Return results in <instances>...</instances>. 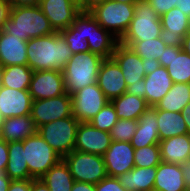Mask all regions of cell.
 <instances>
[{
  "mask_svg": "<svg viewBox=\"0 0 190 191\" xmlns=\"http://www.w3.org/2000/svg\"><path fill=\"white\" fill-rule=\"evenodd\" d=\"M72 55L68 44L59 32L27 41L28 66L33 71H63Z\"/></svg>",
  "mask_w": 190,
  "mask_h": 191,
  "instance_id": "obj_1",
  "label": "cell"
},
{
  "mask_svg": "<svg viewBox=\"0 0 190 191\" xmlns=\"http://www.w3.org/2000/svg\"><path fill=\"white\" fill-rule=\"evenodd\" d=\"M3 30L23 41L55 33L39 6L10 7Z\"/></svg>",
  "mask_w": 190,
  "mask_h": 191,
  "instance_id": "obj_2",
  "label": "cell"
},
{
  "mask_svg": "<svg viewBox=\"0 0 190 191\" xmlns=\"http://www.w3.org/2000/svg\"><path fill=\"white\" fill-rule=\"evenodd\" d=\"M104 58L89 52L73 54L63 70L66 92L72 95L80 89L97 83Z\"/></svg>",
  "mask_w": 190,
  "mask_h": 191,
  "instance_id": "obj_3",
  "label": "cell"
},
{
  "mask_svg": "<svg viewBox=\"0 0 190 191\" xmlns=\"http://www.w3.org/2000/svg\"><path fill=\"white\" fill-rule=\"evenodd\" d=\"M134 6L135 4L107 0L95 6L89 13L97 20L102 28L120 40L135 15Z\"/></svg>",
  "mask_w": 190,
  "mask_h": 191,
  "instance_id": "obj_4",
  "label": "cell"
},
{
  "mask_svg": "<svg viewBox=\"0 0 190 191\" xmlns=\"http://www.w3.org/2000/svg\"><path fill=\"white\" fill-rule=\"evenodd\" d=\"M134 12L127 31L119 41H147L160 37V16L146 0L137 2Z\"/></svg>",
  "mask_w": 190,
  "mask_h": 191,
  "instance_id": "obj_5",
  "label": "cell"
},
{
  "mask_svg": "<svg viewBox=\"0 0 190 191\" xmlns=\"http://www.w3.org/2000/svg\"><path fill=\"white\" fill-rule=\"evenodd\" d=\"M79 123L72 115L42 125L37 132L63 158L74 150Z\"/></svg>",
  "mask_w": 190,
  "mask_h": 191,
  "instance_id": "obj_6",
  "label": "cell"
},
{
  "mask_svg": "<svg viewBox=\"0 0 190 191\" xmlns=\"http://www.w3.org/2000/svg\"><path fill=\"white\" fill-rule=\"evenodd\" d=\"M24 156L28 164L29 174L34 179L41 178L62 159L38 132L24 140Z\"/></svg>",
  "mask_w": 190,
  "mask_h": 191,
  "instance_id": "obj_7",
  "label": "cell"
},
{
  "mask_svg": "<svg viewBox=\"0 0 190 191\" xmlns=\"http://www.w3.org/2000/svg\"><path fill=\"white\" fill-rule=\"evenodd\" d=\"M62 159L75 181L97 184L108 176L103 156L73 150Z\"/></svg>",
  "mask_w": 190,
  "mask_h": 191,
  "instance_id": "obj_8",
  "label": "cell"
},
{
  "mask_svg": "<svg viewBox=\"0 0 190 191\" xmlns=\"http://www.w3.org/2000/svg\"><path fill=\"white\" fill-rule=\"evenodd\" d=\"M72 115V99L67 92L57 97L32 101L30 117L37 128Z\"/></svg>",
  "mask_w": 190,
  "mask_h": 191,
  "instance_id": "obj_9",
  "label": "cell"
},
{
  "mask_svg": "<svg viewBox=\"0 0 190 191\" xmlns=\"http://www.w3.org/2000/svg\"><path fill=\"white\" fill-rule=\"evenodd\" d=\"M72 114L79 122H89L110 100L97 83L71 95Z\"/></svg>",
  "mask_w": 190,
  "mask_h": 191,
  "instance_id": "obj_10",
  "label": "cell"
},
{
  "mask_svg": "<svg viewBox=\"0 0 190 191\" xmlns=\"http://www.w3.org/2000/svg\"><path fill=\"white\" fill-rule=\"evenodd\" d=\"M28 90L32 100L53 98L66 93L63 71H34Z\"/></svg>",
  "mask_w": 190,
  "mask_h": 191,
  "instance_id": "obj_11",
  "label": "cell"
},
{
  "mask_svg": "<svg viewBox=\"0 0 190 191\" xmlns=\"http://www.w3.org/2000/svg\"><path fill=\"white\" fill-rule=\"evenodd\" d=\"M39 7L55 32L70 27L81 12L73 0H40Z\"/></svg>",
  "mask_w": 190,
  "mask_h": 191,
  "instance_id": "obj_12",
  "label": "cell"
},
{
  "mask_svg": "<svg viewBox=\"0 0 190 191\" xmlns=\"http://www.w3.org/2000/svg\"><path fill=\"white\" fill-rule=\"evenodd\" d=\"M160 39L167 46L182 47L183 38L190 32V18L176 7L160 16Z\"/></svg>",
  "mask_w": 190,
  "mask_h": 191,
  "instance_id": "obj_13",
  "label": "cell"
},
{
  "mask_svg": "<svg viewBox=\"0 0 190 191\" xmlns=\"http://www.w3.org/2000/svg\"><path fill=\"white\" fill-rule=\"evenodd\" d=\"M111 142L109 132L95 128L90 122H80L74 150L103 156Z\"/></svg>",
  "mask_w": 190,
  "mask_h": 191,
  "instance_id": "obj_14",
  "label": "cell"
},
{
  "mask_svg": "<svg viewBox=\"0 0 190 191\" xmlns=\"http://www.w3.org/2000/svg\"><path fill=\"white\" fill-rule=\"evenodd\" d=\"M134 147L130 142L112 141L103 159L110 177H118L134 168Z\"/></svg>",
  "mask_w": 190,
  "mask_h": 191,
  "instance_id": "obj_15",
  "label": "cell"
},
{
  "mask_svg": "<svg viewBox=\"0 0 190 191\" xmlns=\"http://www.w3.org/2000/svg\"><path fill=\"white\" fill-rule=\"evenodd\" d=\"M97 85L110 101L126 92L127 84L123 73L112 57L103 60L97 76Z\"/></svg>",
  "mask_w": 190,
  "mask_h": 191,
  "instance_id": "obj_16",
  "label": "cell"
},
{
  "mask_svg": "<svg viewBox=\"0 0 190 191\" xmlns=\"http://www.w3.org/2000/svg\"><path fill=\"white\" fill-rule=\"evenodd\" d=\"M32 101L29 90L0 87V112L5 119L30 115Z\"/></svg>",
  "mask_w": 190,
  "mask_h": 191,
  "instance_id": "obj_17",
  "label": "cell"
},
{
  "mask_svg": "<svg viewBox=\"0 0 190 191\" xmlns=\"http://www.w3.org/2000/svg\"><path fill=\"white\" fill-rule=\"evenodd\" d=\"M158 61L167 68L173 83H190V55L182 48L167 46Z\"/></svg>",
  "mask_w": 190,
  "mask_h": 191,
  "instance_id": "obj_18",
  "label": "cell"
},
{
  "mask_svg": "<svg viewBox=\"0 0 190 191\" xmlns=\"http://www.w3.org/2000/svg\"><path fill=\"white\" fill-rule=\"evenodd\" d=\"M112 58L117 62L123 73L127 86L136 84L137 81L145 78L142 59L129 47L118 43L115 47Z\"/></svg>",
  "mask_w": 190,
  "mask_h": 191,
  "instance_id": "obj_19",
  "label": "cell"
},
{
  "mask_svg": "<svg viewBox=\"0 0 190 191\" xmlns=\"http://www.w3.org/2000/svg\"><path fill=\"white\" fill-rule=\"evenodd\" d=\"M157 109L149 107L139 118L138 126L130 140L134 149L159 144Z\"/></svg>",
  "mask_w": 190,
  "mask_h": 191,
  "instance_id": "obj_20",
  "label": "cell"
},
{
  "mask_svg": "<svg viewBox=\"0 0 190 191\" xmlns=\"http://www.w3.org/2000/svg\"><path fill=\"white\" fill-rule=\"evenodd\" d=\"M0 64L3 67L11 65H28L27 41L0 31Z\"/></svg>",
  "mask_w": 190,
  "mask_h": 191,
  "instance_id": "obj_21",
  "label": "cell"
},
{
  "mask_svg": "<svg viewBox=\"0 0 190 191\" xmlns=\"http://www.w3.org/2000/svg\"><path fill=\"white\" fill-rule=\"evenodd\" d=\"M172 79L166 67L159 66L155 71L145 76V101L149 107L156 104L172 87Z\"/></svg>",
  "mask_w": 190,
  "mask_h": 191,
  "instance_id": "obj_22",
  "label": "cell"
},
{
  "mask_svg": "<svg viewBox=\"0 0 190 191\" xmlns=\"http://www.w3.org/2000/svg\"><path fill=\"white\" fill-rule=\"evenodd\" d=\"M37 127L30 115L6 118L0 130V138L7 143L24 141L37 133Z\"/></svg>",
  "mask_w": 190,
  "mask_h": 191,
  "instance_id": "obj_23",
  "label": "cell"
},
{
  "mask_svg": "<svg viewBox=\"0 0 190 191\" xmlns=\"http://www.w3.org/2000/svg\"><path fill=\"white\" fill-rule=\"evenodd\" d=\"M161 161L182 164L190 159V135L173 136L159 142Z\"/></svg>",
  "mask_w": 190,
  "mask_h": 191,
  "instance_id": "obj_24",
  "label": "cell"
},
{
  "mask_svg": "<svg viewBox=\"0 0 190 191\" xmlns=\"http://www.w3.org/2000/svg\"><path fill=\"white\" fill-rule=\"evenodd\" d=\"M153 188L161 191H186L180 164L161 162L157 166Z\"/></svg>",
  "mask_w": 190,
  "mask_h": 191,
  "instance_id": "obj_25",
  "label": "cell"
},
{
  "mask_svg": "<svg viewBox=\"0 0 190 191\" xmlns=\"http://www.w3.org/2000/svg\"><path fill=\"white\" fill-rule=\"evenodd\" d=\"M156 172L157 166L134 167L117 178L127 191H149L154 187Z\"/></svg>",
  "mask_w": 190,
  "mask_h": 191,
  "instance_id": "obj_26",
  "label": "cell"
},
{
  "mask_svg": "<svg viewBox=\"0 0 190 191\" xmlns=\"http://www.w3.org/2000/svg\"><path fill=\"white\" fill-rule=\"evenodd\" d=\"M5 174L11 180L34 179L29 174L28 164L24 156V141L8 143V163Z\"/></svg>",
  "mask_w": 190,
  "mask_h": 191,
  "instance_id": "obj_27",
  "label": "cell"
},
{
  "mask_svg": "<svg viewBox=\"0 0 190 191\" xmlns=\"http://www.w3.org/2000/svg\"><path fill=\"white\" fill-rule=\"evenodd\" d=\"M111 103L114 105L119 119L138 120L149 108L144 98L128 94L127 92L113 98Z\"/></svg>",
  "mask_w": 190,
  "mask_h": 191,
  "instance_id": "obj_28",
  "label": "cell"
},
{
  "mask_svg": "<svg viewBox=\"0 0 190 191\" xmlns=\"http://www.w3.org/2000/svg\"><path fill=\"white\" fill-rule=\"evenodd\" d=\"M157 123L160 141L173 136L188 134V130L181 113L157 109Z\"/></svg>",
  "mask_w": 190,
  "mask_h": 191,
  "instance_id": "obj_29",
  "label": "cell"
},
{
  "mask_svg": "<svg viewBox=\"0 0 190 191\" xmlns=\"http://www.w3.org/2000/svg\"><path fill=\"white\" fill-rule=\"evenodd\" d=\"M190 102V83H173L168 93L156 104V109L181 113Z\"/></svg>",
  "mask_w": 190,
  "mask_h": 191,
  "instance_id": "obj_30",
  "label": "cell"
},
{
  "mask_svg": "<svg viewBox=\"0 0 190 191\" xmlns=\"http://www.w3.org/2000/svg\"><path fill=\"white\" fill-rule=\"evenodd\" d=\"M41 179L50 191H71L75 180L63 159L52 166Z\"/></svg>",
  "mask_w": 190,
  "mask_h": 191,
  "instance_id": "obj_31",
  "label": "cell"
},
{
  "mask_svg": "<svg viewBox=\"0 0 190 191\" xmlns=\"http://www.w3.org/2000/svg\"><path fill=\"white\" fill-rule=\"evenodd\" d=\"M119 40L98 24L92 28L91 39H88L89 51L100 55L102 58H111Z\"/></svg>",
  "mask_w": 190,
  "mask_h": 191,
  "instance_id": "obj_32",
  "label": "cell"
},
{
  "mask_svg": "<svg viewBox=\"0 0 190 191\" xmlns=\"http://www.w3.org/2000/svg\"><path fill=\"white\" fill-rule=\"evenodd\" d=\"M33 72L28 65H11L4 67L2 86L16 90H28Z\"/></svg>",
  "mask_w": 190,
  "mask_h": 191,
  "instance_id": "obj_33",
  "label": "cell"
},
{
  "mask_svg": "<svg viewBox=\"0 0 190 191\" xmlns=\"http://www.w3.org/2000/svg\"><path fill=\"white\" fill-rule=\"evenodd\" d=\"M120 44L129 47L141 59H155L159 60L167 45L160 39V37L147 41H119Z\"/></svg>",
  "mask_w": 190,
  "mask_h": 191,
  "instance_id": "obj_34",
  "label": "cell"
},
{
  "mask_svg": "<svg viewBox=\"0 0 190 191\" xmlns=\"http://www.w3.org/2000/svg\"><path fill=\"white\" fill-rule=\"evenodd\" d=\"M159 144L135 149L134 167H155L161 163Z\"/></svg>",
  "mask_w": 190,
  "mask_h": 191,
  "instance_id": "obj_35",
  "label": "cell"
},
{
  "mask_svg": "<svg viewBox=\"0 0 190 191\" xmlns=\"http://www.w3.org/2000/svg\"><path fill=\"white\" fill-rule=\"evenodd\" d=\"M118 119L115 107L110 101L89 122L95 128L110 133Z\"/></svg>",
  "mask_w": 190,
  "mask_h": 191,
  "instance_id": "obj_36",
  "label": "cell"
},
{
  "mask_svg": "<svg viewBox=\"0 0 190 191\" xmlns=\"http://www.w3.org/2000/svg\"><path fill=\"white\" fill-rule=\"evenodd\" d=\"M138 126V120L118 119L110 131L112 141L130 142Z\"/></svg>",
  "mask_w": 190,
  "mask_h": 191,
  "instance_id": "obj_37",
  "label": "cell"
},
{
  "mask_svg": "<svg viewBox=\"0 0 190 191\" xmlns=\"http://www.w3.org/2000/svg\"><path fill=\"white\" fill-rule=\"evenodd\" d=\"M59 33L65 39L72 54L89 52L88 40L83 38L72 25Z\"/></svg>",
  "mask_w": 190,
  "mask_h": 191,
  "instance_id": "obj_38",
  "label": "cell"
},
{
  "mask_svg": "<svg viewBox=\"0 0 190 191\" xmlns=\"http://www.w3.org/2000/svg\"><path fill=\"white\" fill-rule=\"evenodd\" d=\"M72 26L88 40L91 39L92 28H98V22L89 12H80L75 17Z\"/></svg>",
  "mask_w": 190,
  "mask_h": 191,
  "instance_id": "obj_39",
  "label": "cell"
},
{
  "mask_svg": "<svg viewBox=\"0 0 190 191\" xmlns=\"http://www.w3.org/2000/svg\"><path fill=\"white\" fill-rule=\"evenodd\" d=\"M96 191H127L122 184H120L117 177L107 176L99 183L95 184Z\"/></svg>",
  "mask_w": 190,
  "mask_h": 191,
  "instance_id": "obj_40",
  "label": "cell"
},
{
  "mask_svg": "<svg viewBox=\"0 0 190 191\" xmlns=\"http://www.w3.org/2000/svg\"><path fill=\"white\" fill-rule=\"evenodd\" d=\"M154 11L159 15H163L172 8L176 7L178 0H146Z\"/></svg>",
  "mask_w": 190,
  "mask_h": 191,
  "instance_id": "obj_41",
  "label": "cell"
},
{
  "mask_svg": "<svg viewBox=\"0 0 190 191\" xmlns=\"http://www.w3.org/2000/svg\"><path fill=\"white\" fill-rule=\"evenodd\" d=\"M7 191H32V179L11 180Z\"/></svg>",
  "mask_w": 190,
  "mask_h": 191,
  "instance_id": "obj_42",
  "label": "cell"
},
{
  "mask_svg": "<svg viewBox=\"0 0 190 191\" xmlns=\"http://www.w3.org/2000/svg\"><path fill=\"white\" fill-rule=\"evenodd\" d=\"M126 92L131 95H136L138 97L145 99V78L140 81H137L136 84H130L127 86Z\"/></svg>",
  "mask_w": 190,
  "mask_h": 191,
  "instance_id": "obj_43",
  "label": "cell"
},
{
  "mask_svg": "<svg viewBox=\"0 0 190 191\" xmlns=\"http://www.w3.org/2000/svg\"><path fill=\"white\" fill-rule=\"evenodd\" d=\"M8 163V143L0 138V170L5 171Z\"/></svg>",
  "mask_w": 190,
  "mask_h": 191,
  "instance_id": "obj_44",
  "label": "cell"
},
{
  "mask_svg": "<svg viewBox=\"0 0 190 191\" xmlns=\"http://www.w3.org/2000/svg\"><path fill=\"white\" fill-rule=\"evenodd\" d=\"M107 0H80L77 4L81 12H89L95 6L104 3Z\"/></svg>",
  "mask_w": 190,
  "mask_h": 191,
  "instance_id": "obj_45",
  "label": "cell"
},
{
  "mask_svg": "<svg viewBox=\"0 0 190 191\" xmlns=\"http://www.w3.org/2000/svg\"><path fill=\"white\" fill-rule=\"evenodd\" d=\"M10 4L7 0H0V31L4 27L5 21L9 17Z\"/></svg>",
  "mask_w": 190,
  "mask_h": 191,
  "instance_id": "obj_46",
  "label": "cell"
},
{
  "mask_svg": "<svg viewBox=\"0 0 190 191\" xmlns=\"http://www.w3.org/2000/svg\"><path fill=\"white\" fill-rule=\"evenodd\" d=\"M142 62H143L142 67L146 75L152 73L160 66L159 61L155 59H151L150 61L147 59H142Z\"/></svg>",
  "mask_w": 190,
  "mask_h": 191,
  "instance_id": "obj_47",
  "label": "cell"
},
{
  "mask_svg": "<svg viewBox=\"0 0 190 191\" xmlns=\"http://www.w3.org/2000/svg\"><path fill=\"white\" fill-rule=\"evenodd\" d=\"M10 7L39 6L40 0H7Z\"/></svg>",
  "mask_w": 190,
  "mask_h": 191,
  "instance_id": "obj_48",
  "label": "cell"
},
{
  "mask_svg": "<svg viewBox=\"0 0 190 191\" xmlns=\"http://www.w3.org/2000/svg\"><path fill=\"white\" fill-rule=\"evenodd\" d=\"M186 188H190V159L180 164Z\"/></svg>",
  "mask_w": 190,
  "mask_h": 191,
  "instance_id": "obj_49",
  "label": "cell"
},
{
  "mask_svg": "<svg viewBox=\"0 0 190 191\" xmlns=\"http://www.w3.org/2000/svg\"><path fill=\"white\" fill-rule=\"evenodd\" d=\"M71 191H96L95 184L75 181Z\"/></svg>",
  "mask_w": 190,
  "mask_h": 191,
  "instance_id": "obj_50",
  "label": "cell"
},
{
  "mask_svg": "<svg viewBox=\"0 0 190 191\" xmlns=\"http://www.w3.org/2000/svg\"><path fill=\"white\" fill-rule=\"evenodd\" d=\"M32 191H50L45 182L39 179H32Z\"/></svg>",
  "mask_w": 190,
  "mask_h": 191,
  "instance_id": "obj_51",
  "label": "cell"
},
{
  "mask_svg": "<svg viewBox=\"0 0 190 191\" xmlns=\"http://www.w3.org/2000/svg\"><path fill=\"white\" fill-rule=\"evenodd\" d=\"M11 179L5 174V171L0 170V191H7Z\"/></svg>",
  "mask_w": 190,
  "mask_h": 191,
  "instance_id": "obj_52",
  "label": "cell"
},
{
  "mask_svg": "<svg viewBox=\"0 0 190 191\" xmlns=\"http://www.w3.org/2000/svg\"><path fill=\"white\" fill-rule=\"evenodd\" d=\"M181 114L185 121L188 134L190 135V102L181 110Z\"/></svg>",
  "mask_w": 190,
  "mask_h": 191,
  "instance_id": "obj_53",
  "label": "cell"
},
{
  "mask_svg": "<svg viewBox=\"0 0 190 191\" xmlns=\"http://www.w3.org/2000/svg\"><path fill=\"white\" fill-rule=\"evenodd\" d=\"M176 6L190 18V0H178Z\"/></svg>",
  "mask_w": 190,
  "mask_h": 191,
  "instance_id": "obj_54",
  "label": "cell"
},
{
  "mask_svg": "<svg viewBox=\"0 0 190 191\" xmlns=\"http://www.w3.org/2000/svg\"><path fill=\"white\" fill-rule=\"evenodd\" d=\"M181 48L190 55V32L183 38Z\"/></svg>",
  "mask_w": 190,
  "mask_h": 191,
  "instance_id": "obj_55",
  "label": "cell"
},
{
  "mask_svg": "<svg viewBox=\"0 0 190 191\" xmlns=\"http://www.w3.org/2000/svg\"><path fill=\"white\" fill-rule=\"evenodd\" d=\"M113 1H116L118 3L136 4L137 2L142 1V0H113Z\"/></svg>",
  "mask_w": 190,
  "mask_h": 191,
  "instance_id": "obj_56",
  "label": "cell"
},
{
  "mask_svg": "<svg viewBox=\"0 0 190 191\" xmlns=\"http://www.w3.org/2000/svg\"><path fill=\"white\" fill-rule=\"evenodd\" d=\"M3 73H4V67L0 64V87L2 86Z\"/></svg>",
  "mask_w": 190,
  "mask_h": 191,
  "instance_id": "obj_57",
  "label": "cell"
},
{
  "mask_svg": "<svg viewBox=\"0 0 190 191\" xmlns=\"http://www.w3.org/2000/svg\"><path fill=\"white\" fill-rule=\"evenodd\" d=\"M5 118L3 117L2 113L0 112V130L2 128V125L4 123Z\"/></svg>",
  "mask_w": 190,
  "mask_h": 191,
  "instance_id": "obj_58",
  "label": "cell"
},
{
  "mask_svg": "<svg viewBox=\"0 0 190 191\" xmlns=\"http://www.w3.org/2000/svg\"><path fill=\"white\" fill-rule=\"evenodd\" d=\"M149 191H161V190H158V189H155V188H152L151 190Z\"/></svg>",
  "mask_w": 190,
  "mask_h": 191,
  "instance_id": "obj_59",
  "label": "cell"
}]
</instances>
